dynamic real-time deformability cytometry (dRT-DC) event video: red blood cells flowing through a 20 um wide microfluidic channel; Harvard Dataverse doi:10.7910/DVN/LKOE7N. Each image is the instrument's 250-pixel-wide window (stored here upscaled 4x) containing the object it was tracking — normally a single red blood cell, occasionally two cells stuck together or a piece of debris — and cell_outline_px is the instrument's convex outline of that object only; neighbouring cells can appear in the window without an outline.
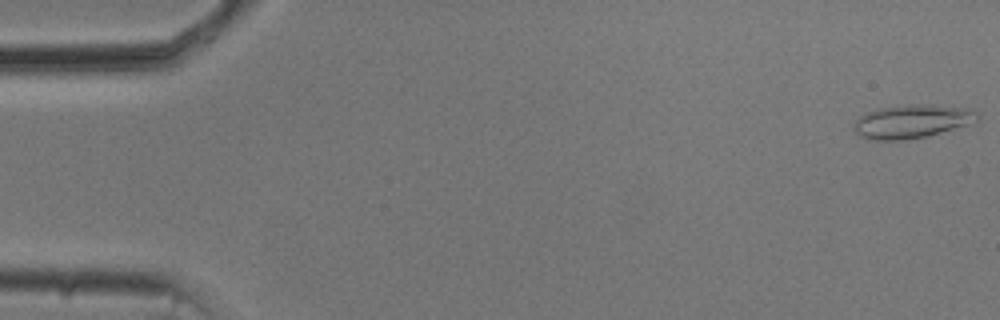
{"species": "common noctule bat (a hibernating species)", "species_latin": "Nyctalus noctula", "temperature_condition": "cold", "stored_images_in_passage": 5, "camera_frame_rate_fps": 3000, "um_per_image_px": 0.085, "animal": {"sex": "male", "body_mass_g": 20.5, "forearm_length_mm": 52.5}, "frame": {"image": 1, "passage_image": 1, "time_ms": 0.0, "image_size_px": [1000, 320], "cell_outline_px": [[980, 116], [976, 124], [928, 136], [904, 140], [872, 140], [860, 136], [856, 132], [856, 120], [860, 116], [868, 112], [880, 108], [912, 104], [932, 104], [972, 108]], "centroid_in_image_um": [77.65, 10.32], "position_along_channel_um": 7.3, "area_um2": 24.51}}